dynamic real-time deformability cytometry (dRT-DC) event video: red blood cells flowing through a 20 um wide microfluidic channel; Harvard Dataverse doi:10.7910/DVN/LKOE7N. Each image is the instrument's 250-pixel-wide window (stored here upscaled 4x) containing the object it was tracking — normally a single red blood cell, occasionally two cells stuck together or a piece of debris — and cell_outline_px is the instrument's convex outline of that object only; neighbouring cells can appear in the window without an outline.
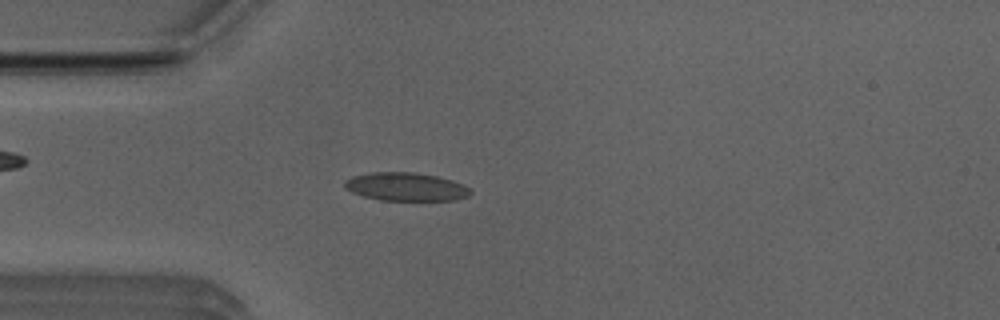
{"species": "Egyptian fruit bat (a non-hibernating species)", "species_latin": "Rousettus aegyptiacus", "temperature_condition": "room temperature", "stored_images_in_passage": 44, "camera_frame_rate_fps": 3000, "um_per_image_px": 0.085, "animal": {"sex": "male"}, "frame": {"image": 1, "passage_image": 13, "time_ms": 4.0, "image_size_px": [1000, 320], "cell_outline_px": [[472, 192], [468, 196], [456, 200], [380, 200], [364, 196], [352, 192], [344, 188], [344, 180], [352, 176], [372, 172], [412, 172], [436, 176], [452, 180], [464, 184]], "centroid_in_image_um": [34.49, 15.87], "position_along_channel_um": 50.5, "area_um2": 20.75}}
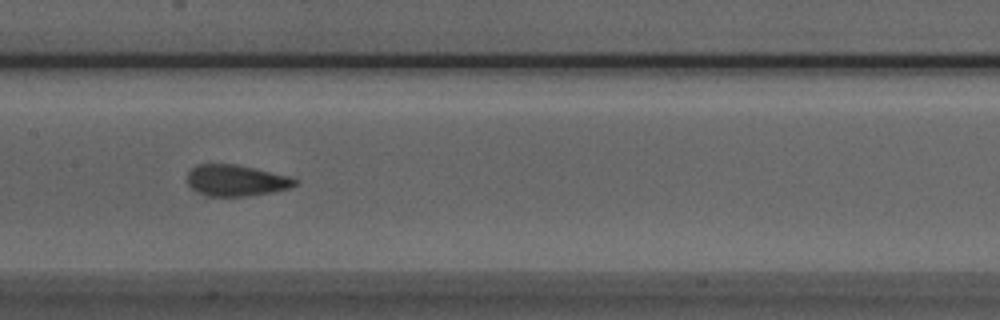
{"frame": {"image": 2, "passage_image": 24, "time_ms": 7.667, "image_size_px": [1000, 320], "cell_outline_px": [[300, 180], [296, 184], [288, 188], [272, 192], [244, 196], [208, 196], [192, 188], [188, 184], [188, 172], [196, 164], [236, 164], [288, 176]], "centroid_in_image_um": [20.06, 15.33], "position_along_channel_um": 187.3, "area_um2": 19.36}}
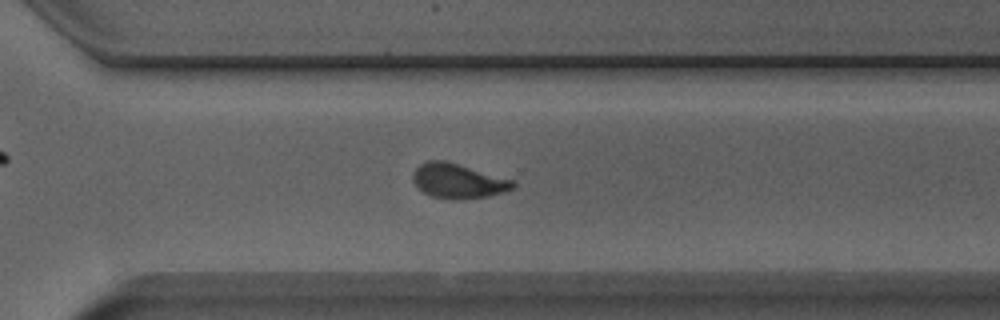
{"frame": {"image": 3, "passage_image": 35, "time_ms": 11.333, "image_size_px": [1000, 320], "cell_outline_px": [[516, 184], [512, 188], [488, 196], [452, 200], [432, 196], [424, 192], [412, 180], [412, 172], [420, 164], [428, 160], [444, 160], [516, 180]], "centroid_in_image_um": [38.93, 15.37], "position_along_channel_um": 331.7, "area_um2": 20.11}, "authors_computed_cell_mechanics": {"area_um2": 20.1722, "velocity_mm_per_s": 3.9515, "shape_relaxation_time_tau1_ms": 4.8981, "shape_relaxation_time_tau2_ms": 0.9804, "deformation_change_tau1": 0.1402, "deformation_change_tau2": 0.0489}}